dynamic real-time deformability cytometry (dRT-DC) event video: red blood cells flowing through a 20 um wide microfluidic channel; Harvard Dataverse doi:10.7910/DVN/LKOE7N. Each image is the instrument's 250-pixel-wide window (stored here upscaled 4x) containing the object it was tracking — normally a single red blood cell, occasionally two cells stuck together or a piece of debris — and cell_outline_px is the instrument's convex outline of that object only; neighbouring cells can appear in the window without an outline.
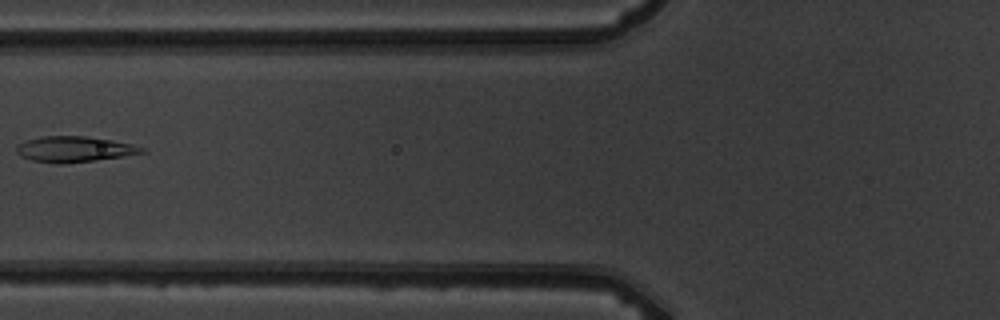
{"species": "common noctule bat (a hibernating species)", "species_latin": "Nyctalus noctula", "temperature_condition": "warm", "stored_images_in_passage": 4, "camera_frame_rate_fps": 3000, "um_per_image_px": 0.085, "animal": {"sex": "male", "body_mass_g": 19.5, "forearm_length_mm": 54.6}, "frame": {"image": 1, "passage_image": 3, "time_ms": 2.333, "image_size_px": [1000, 320], "cell_outline_px": [[148, 152], [124, 156], [60, 164], [32, 160], [20, 156], [16, 152], [16, 144], [40, 136], [84, 136], [112, 140], [132, 144], [144, 148]], "centroid_in_image_um": [6.3, 12.67], "position_along_channel_um": 119.5, "area_um2": 18.67}}
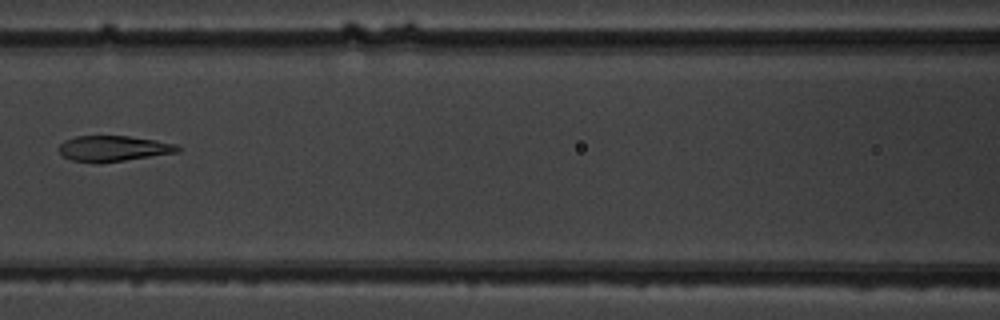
{"frame": {"image": 2, "passage_image": 4, "time_ms": 3.333, "image_size_px": [1000, 320], "cell_outline_px": [[180, 152], [100, 164], [96, 164], [72, 160], [64, 156], [56, 148], [64, 140], [76, 136], [128, 136], [156, 140], [176, 144], [180, 148]], "centroid_in_image_um": [9.62, 12.63], "position_along_channel_um": 157.0, "area_um2": 18.03}}